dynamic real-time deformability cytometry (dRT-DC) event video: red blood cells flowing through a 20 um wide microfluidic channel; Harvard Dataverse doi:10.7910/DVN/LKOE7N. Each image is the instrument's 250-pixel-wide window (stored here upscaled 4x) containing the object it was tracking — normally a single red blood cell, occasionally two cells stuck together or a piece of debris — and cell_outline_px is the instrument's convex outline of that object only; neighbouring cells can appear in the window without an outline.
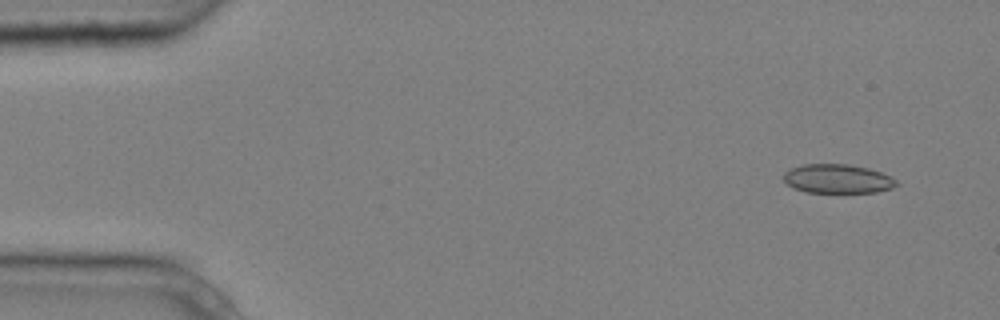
{"species": "common noctule bat (a hibernating species)", "species_latin": "Nyctalus noctula", "temperature_condition": "cold", "stored_images_in_passage": 9, "camera_frame_rate_fps": 3000, "um_per_image_px": 0.085, "animal": {"sex": "male", "body_mass_g": 20.4}, "frame": {"image": 1, "passage_image": 1, "time_ms": 0.0, "image_size_px": [1000, 320], "cell_outline_px": [[900, 184], [892, 188], [876, 192], [808, 192], [792, 188], [784, 180], [784, 172], [788, 168], [804, 164], [848, 164], [868, 168], [880, 172], [896, 180]], "centroid_in_image_um": [71.17, 15.19], "position_along_channel_um": 13.8, "area_um2": 19.07}}
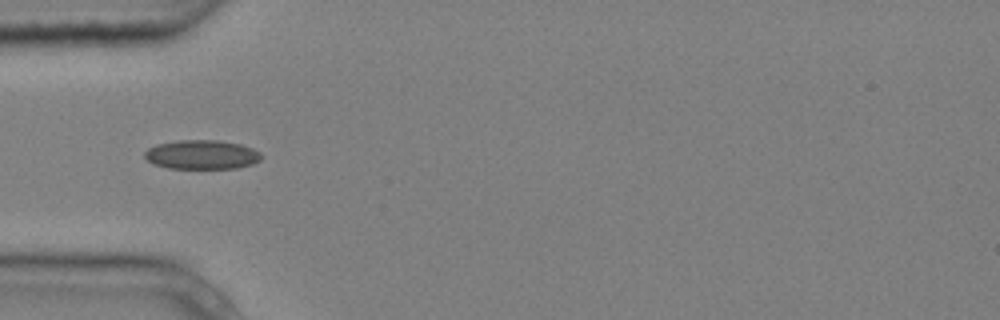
{"frame": {"image": 2, "passage_image": 4, "time_ms": 1.0, "image_size_px": [1000, 320], "cell_outline_px": [[264, 156], [260, 160], [252, 164], [236, 168], [168, 168], [156, 164], [148, 160], [144, 156], [144, 152], [148, 148], [156, 144], [180, 140], [220, 140], [240, 144], [252, 148], [260, 152]], "centroid_in_image_um": [17.18, 13.13], "position_along_channel_um": 67.8, "area_um2": 19.83}}
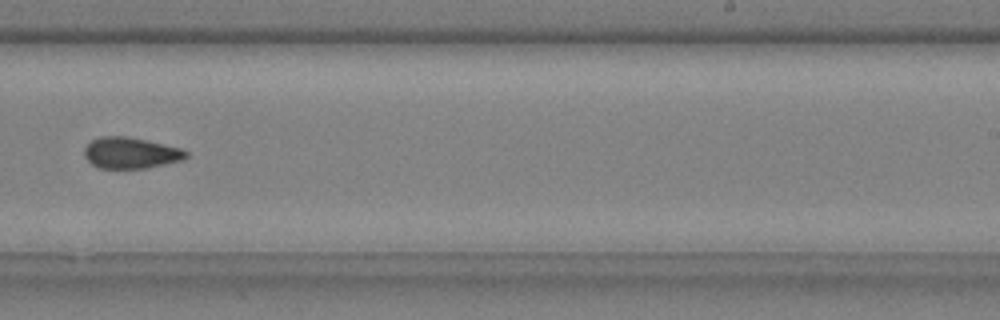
{"frame": {"image": 3, "passage_image": 9, "time_ms": 2.667, "image_size_px": [1000, 320], "cell_outline_px": [[188, 156], [184, 160], [148, 168], [100, 168], [92, 164], [84, 156], [84, 148], [92, 140], [100, 136], [128, 136], [184, 148], [188, 152]], "centroid_in_image_um": [11.16, 12.99], "position_along_channel_um": 277.8, "area_um2": 18.73}}